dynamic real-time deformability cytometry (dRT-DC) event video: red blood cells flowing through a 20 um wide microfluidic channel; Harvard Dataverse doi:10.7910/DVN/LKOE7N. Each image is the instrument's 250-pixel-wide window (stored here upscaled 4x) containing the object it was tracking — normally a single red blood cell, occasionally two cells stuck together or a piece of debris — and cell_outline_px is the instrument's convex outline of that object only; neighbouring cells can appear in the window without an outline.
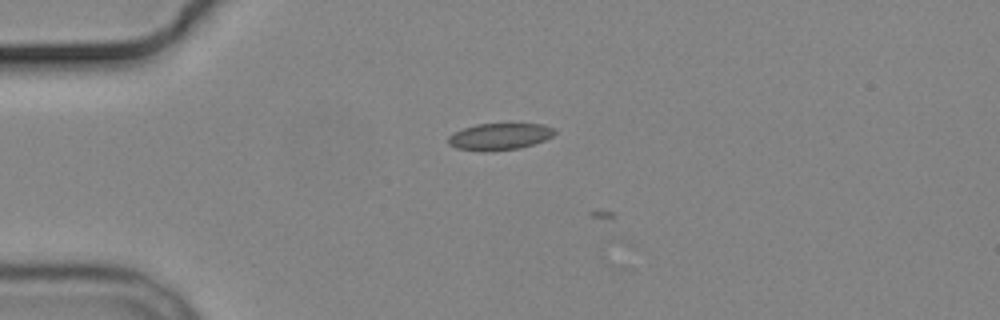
{"species": "common noctule bat (a hibernating species)", "species_latin": "Nyctalus noctula", "temperature_condition": "cold", "stored_images_in_passage": 4, "camera_frame_rate_fps": 3000, "um_per_image_px": 0.085, "animal": {"sex": "male", "body_mass_g": 19.2, "forearm_length_mm": 51.8}, "frame": {"image": 1, "passage_image": 3, "time_ms": 2.333, "image_size_px": [1000, 320], "cell_outline_px": [[556, 132], [552, 136], [544, 140], [520, 148], [456, 148], [448, 144], [448, 136], [452, 132], [476, 124], [544, 124], [556, 128]], "centroid_in_image_um": [42.51, 11.54], "position_along_channel_um": 42.5, "area_um2": 15.78}}